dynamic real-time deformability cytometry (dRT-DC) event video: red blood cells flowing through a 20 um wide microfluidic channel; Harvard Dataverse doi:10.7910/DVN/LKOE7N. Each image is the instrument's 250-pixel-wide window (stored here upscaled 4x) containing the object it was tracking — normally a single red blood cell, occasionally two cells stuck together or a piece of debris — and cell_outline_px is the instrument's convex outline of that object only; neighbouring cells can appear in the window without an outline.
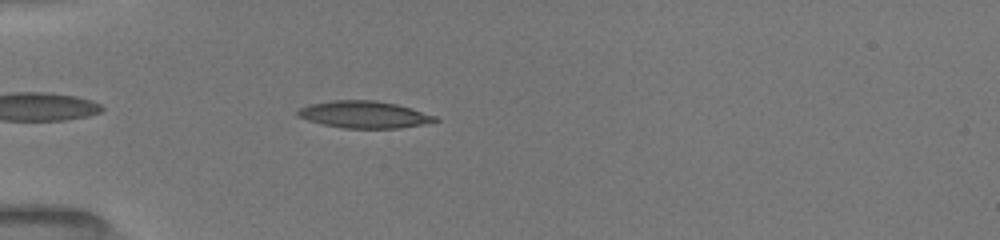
{"species": "common noctule bat (a hibernating species)", "species_latin": "Nyctalus noctula", "temperature_condition": "room temperature", "stored_images_in_passage": 37, "camera_frame_rate_fps": 3000, "um_per_image_px": 0.085, "animal": {"sex": "female", "body_mass_g": 19.5, "forearm_length_mm": 54.1}, "frame": {"image": 1, "passage_image": 4, "time_ms": 1.0, "image_size_px": [1000, 240], "cell_outline_px": [[440, 120], [424, 124], [400, 128], [344, 128], [324, 124], [308, 120], [296, 116], [296, 112], [300, 108], [308, 104], [332, 100], [376, 100], [396, 104], [412, 108], [436, 116]], "centroid_in_image_um": [30.95, 9.73], "position_along_channel_um": 54.0, "area_um2": 21.68}}
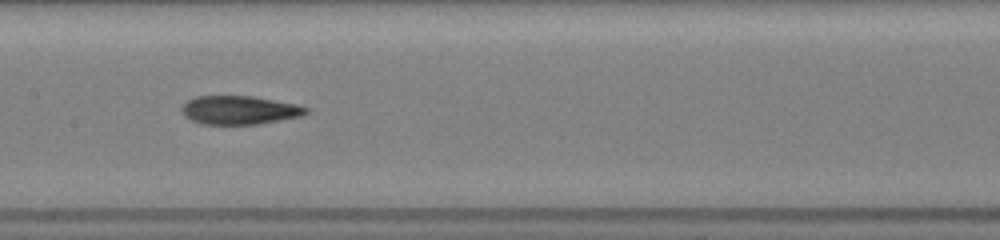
{"frame": {"image": 2, "passage_image": 15, "time_ms": 4.667, "image_size_px": [1000, 240], "cell_outline_px": [[308, 112], [300, 116], [256, 124], [200, 124], [184, 116], [180, 108], [188, 100], [196, 96], [252, 96], [296, 104], [308, 108]], "centroid_in_image_um": [20.31, 9.35], "position_along_channel_um": 187.1, "area_um2": 20.52}}
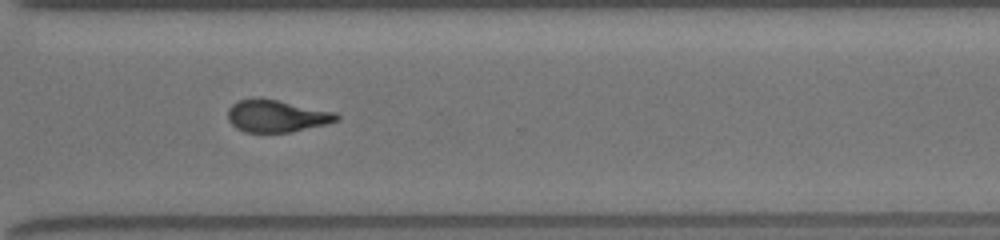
{"frame": {"image": 3, "passage_image": 27, "time_ms": 8.667, "image_size_px": [1000, 240], "cell_outline_px": [[340, 116], [336, 120], [328, 124], [292, 132], [244, 132], [236, 128], [228, 120], [228, 108], [232, 104], [240, 100], [252, 96], [260, 96], [336, 112]], "centroid_in_image_um": [23.49, 9.84], "position_along_channel_um": 347.1, "area_um2": 20.81}, "authors_computed_cell_mechanics": {"area_um2": 20.9236, "velocity_mm_per_s": 4.0144, "shape_relaxation_time_tau1_ms": 7.9441, "shape_relaxation_time_tau2_ms": 2.9408, "deformation_change_tau1": 0.2515, "deformation_change_tau2": 0.1135}}